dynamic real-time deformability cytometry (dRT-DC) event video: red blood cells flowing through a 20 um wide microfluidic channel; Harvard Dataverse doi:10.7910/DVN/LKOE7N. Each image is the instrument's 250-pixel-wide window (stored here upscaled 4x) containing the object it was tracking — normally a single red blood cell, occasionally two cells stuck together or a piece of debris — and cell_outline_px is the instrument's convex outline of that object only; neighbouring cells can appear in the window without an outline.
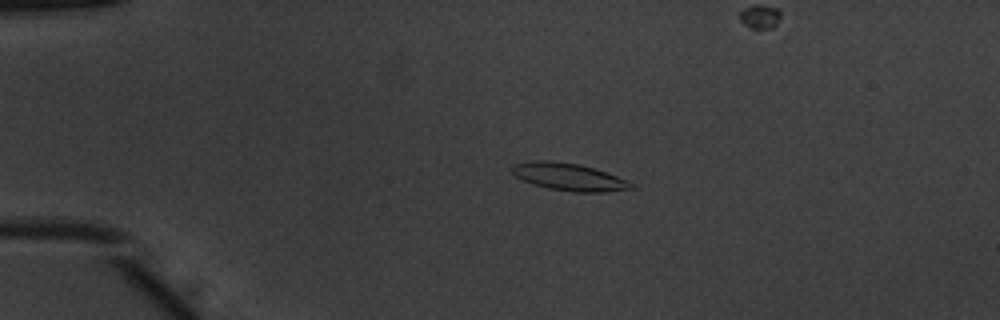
{"species": "common noctule bat (a hibernating species)", "species_latin": "Nyctalus noctula", "temperature_condition": "warm", "stored_images_in_passage": 44, "camera_frame_rate_fps": 3000, "um_per_image_px": 0.085, "animal": {"sex": "male", "body_mass_g": 20.1, "forearm_length_mm": 53.5}, "frame": {"image": 1, "passage_image": 3, "time_ms": 0.667, "image_size_px": [1000, 320], "cell_outline_px": [[636, 188], [604, 192], [572, 192], [548, 188], [532, 184], [516, 176], [512, 172], [512, 164], [536, 160], [548, 160], [580, 164], [628, 180], [636, 184]], "centroid_in_image_um": [48.38, 15.04], "position_along_channel_um": 36.6, "area_um2": 19.02}}
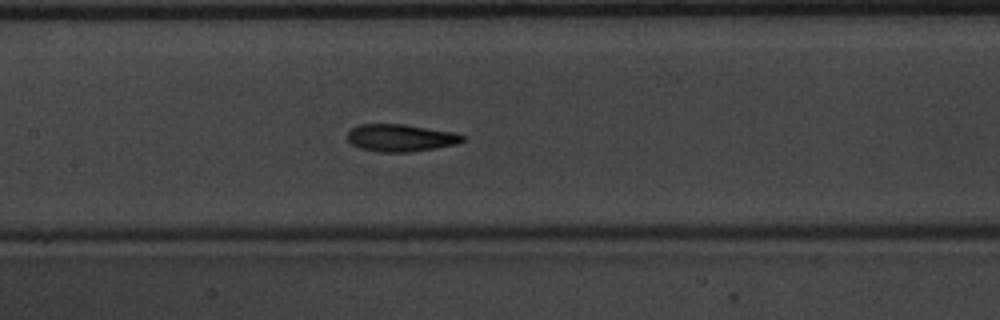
{"frame": {"image": 2, "passage_image": 17, "time_ms": 5.333, "image_size_px": [1000, 320], "cell_outline_px": [[464, 140], [456, 144], [436, 148], [408, 152], [380, 152], [360, 148], [352, 144], [348, 140], [348, 132], [352, 128], [360, 124], [404, 124], [452, 132], [464, 136]], "centroid_in_image_um": [34.03, 11.72], "position_along_channel_um": 173.4, "area_um2": 18.15}}
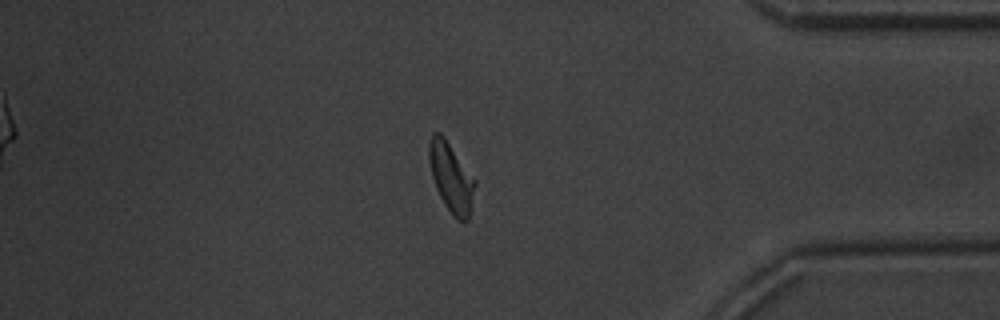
{"frame": {"image": 3, "passage_image": 36, "time_ms": 11.667, "image_size_px": [1000, 320], "cell_outline_px": [[476, 184], [468, 220], [456, 220], [452, 216], [444, 204], [436, 188], [432, 176], [428, 160], [428, 144], [432, 132], [440, 132], [444, 136], [476, 180]], "centroid_in_image_um": [38.33, 15.06], "position_along_channel_um": 396.9, "area_um2": 18.61}, "authors_computed_cell_mechanics": {"area_um2": 17.918, "velocity_mm_per_s": 3.9226, "shape_relaxation_time_tau1_ms": 3.5542, "shape_relaxation_time_tau2_ms": 2.2266, "deformation_change_tau1": 0.1388, "deformation_change_tau2": 0.0983}}